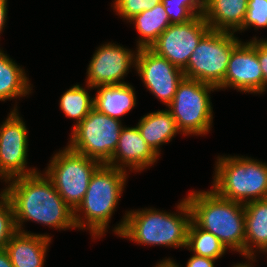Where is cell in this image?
Wrapping results in <instances>:
<instances>
[{
	"instance_id": "cell-4",
	"label": "cell",
	"mask_w": 267,
	"mask_h": 267,
	"mask_svg": "<svg viewBox=\"0 0 267 267\" xmlns=\"http://www.w3.org/2000/svg\"><path fill=\"white\" fill-rule=\"evenodd\" d=\"M126 180L127 171L101 164L90 179L83 201L74 210L76 228L88 229L93 239L103 236L116 211ZM81 213L83 217H80Z\"/></svg>"
},
{
	"instance_id": "cell-25",
	"label": "cell",
	"mask_w": 267,
	"mask_h": 267,
	"mask_svg": "<svg viewBox=\"0 0 267 267\" xmlns=\"http://www.w3.org/2000/svg\"><path fill=\"white\" fill-rule=\"evenodd\" d=\"M162 4L172 24L189 22L205 10V0H162Z\"/></svg>"
},
{
	"instance_id": "cell-13",
	"label": "cell",
	"mask_w": 267,
	"mask_h": 267,
	"mask_svg": "<svg viewBox=\"0 0 267 267\" xmlns=\"http://www.w3.org/2000/svg\"><path fill=\"white\" fill-rule=\"evenodd\" d=\"M113 43L102 44L93 54L87 68V87L117 85L126 83L123 79L131 66H136L138 53ZM123 80V81H122Z\"/></svg>"
},
{
	"instance_id": "cell-28",
	"label": "cell",
	"mask_w": 267,
	"mask_h": 267,
	"mask_svg": "<svg viewBox=\"0 0 267 267\" xmlns=\"http://www.w3.org/2000/svg\"><path fill=\"white\" fill-rule=\"evenodd\" d=\"M161 2L162 0H115L112 7L118 13L117 15L129 21L135 15L152 9Z\"/></svg>"
},
{
	"instance_id": "cell-11",
	"label": "cell",
	"mask_w": 267,
	"mask_h": 267,
	"mask_svg": "<svg viewBox=\"0 0 267 267\" xmlns=\"http://www.w3.org/2000/svg\"><path fill=\"white\" fill-rule=\"evenodd\" d=\"M210 30L203 15H197L189 22L170 24L150 49L183 70L200 40Z\"/></svg>"
},
{
	"instance_id": "cell-19",
	"label": "cell",
	"mask_w": 267,
	"mask_h": 267,
	"mask_svg": "<svg viewBox=\"0 0 267 267\" xmlns=\"http://www.w3.org/2000/svg\"><path fill=\"white\" fill-rule=\"evenodd\" d=\"M94 108L114 119L121 120L136 106L135 90L129 83L97 86Z\"/></svg>"
},
{
	"instance_id": "cell-33",
	"label": "cell",
	"mask_w": 267,
	"mask_h": 267,
	"mask_svg": "<svg viewBox=\"0 0 267 267\" xmlns=\"http://www.w3.org/2000/svg\"><path fill=\"white\" fill-rule=\"evenodd\" d=\"M157 266L155 267H179V264L177 265L175 261L171 260L170 258L168 259H163V261H160ZM181 267V266H180Z\"/></svg>"
},
{
	"instance_id": "cell-6",
	"label": "cell",
	"mask_w": 267,
	"mask_h": 267,
	"mask_svg": "<svg viewBox=\"0 0 267 267\" xmlns=\"http://www.w3.org/2000/svg\"><path fill=\"white\" fill-rule=\"evenodd\" d=\"M218 90L215 86L184 77L167 106L180 133L186 136L207 134L213 122V108L210 92Z\"/></svg>"
},
{
	"instance_id": "cell-32",
	"label": "cell",
	"mask_w": 267,
	"mask_h": 267,
	"mask_svg": "<svg viewBox=\"0 0 267 267\" xmlns=\"http://www.w3.org/2000/svg\"><path fill=\"white\" fill-rule=\"evenodd\" d=\"M0 267H13L7 250L0 249Z\"/></svg>"
},
{
	"instance_id": "cell-30",
	"label": "cell",
	"mask_w": 267,
	"mask_h": 267,
	"mask_svg": "<svg viewBox=\"0 0 267 267\" xmlns=\"http://www.w3.org/2000/svg\"><path fill=\"white\" fill-rule=\"evenodd\" d=\"M215 259L193 255L186 264V267H215Z\"/></svg>"
},
{
	"instance_id": "cell-1",
	"label": "cell",
	"mask_w": 267,
	"mask_h": 267,
	"mask_svg": "<svg viewBox=\"0 0 267 267\" xmlns=\"http://www.w3.org/2000/svg\"><path fill=\"white\" fill-rule=\"evenodd\" d=\"M7 183L9 185L3 192L13 206L18 231L26 232L21 228L25 220L59 230L76 228L74 210L62 199L45 173L37 171Z\"/></svg>"
},
{
	"instance_id": "cell-14",
	"label": "cell",
	"mask_w": 267,
	"mask_h": 267,
	"mask_svg": "<svg viewBox=\"0 0 267 267\" xmlns=\"http://www.w3.org/2000/svg\"><path fill=\"white\" fill-rule=\"evenodd\" d=\"M263 93V73L257 57V39L241 42L230 56L223 82L218 89Z\"/></svg>"
},
{
	"instance_id": "cell-3",
	"label": "cell",
	"mask_w": 267,
	"mask_h": 267,
	"mask_svg": "<svg viewBox=\"0 0 267 267\" xmlns=\"http://www.w3.org/2000/svg\"><path fill=\"white\" fill-rule=\"evenodd\" d=\"M192 221L211 232L226 248L245 256V208L210 191H193L186 197Z\"/></svg>"
},
{
	"instance_id": "cell-9",
	"label": "cell",
	"mask_w": 267,
	"mask_h": 267,
	"mask_svg": "<svg viewBox=\"0 0 267 267\" xmlns=\"http://www.w3.org/2000/svg\"><path fill=\"white\" fill-rule=\"evenodd\" d=\"M122 129L121 120L93 108L82 122L73 127L67 146L101 164H107L117 147Z\"/></svg>"
},
{
	"instance_id": "cell-16",
	"label": "cell",
	"mask_w": 267,
	"mask_h": 267,
	"mask_svg": "<svg viewBox=\"0 0 267 267\" xmlns=\"http://www.w3.org/2000/svg\"><path fill=\"white\" fill-rule=\"evenodd\" d=\"M51 242L47 234L17 231L6 245L13 267H44Z\"/></svg>"
},
{
	"instance_id": "cell-23",
	"label": "cell",
	"mask_w": 267,
	"mask_h": 267,
	"mask_svg": "<svg viewBox=\"0 0 267 267\" xmlns=\"http://www.w3.org/2000/svg\"><path fill=\"white\" fill-rule=\"evenodd\" d=\"M186 249L197 256L209 257L217 260L227 251L226 246L211 232L198 227L191 221L188 229Z\"/></svg>"
},
{
	"instance_id": "cell-18",
	"label": "cell",
	"mask_w": 267,
	"mask_h": 267,
	"mask_svg": "<svg viewBox=\"0 0 267 267\" xmlns=\"http://www.w3.org/2000/svg\"><path fill=\"white\" fill-rule=\"evenodd\" d=\"M244 208L245 258L254 262V253L257 250H254L253 246L267 253V198L245 203Z\"/></svg>"
},
{
	"instance_id": "cell-27",
	"label": "cell",
	"mask_w": 267,
	"mask_h": 267,
	"mask_svg": "<svg viewBox=\"0 0 267 267\" xmlns=\"http://www.w3.org/2000/svg\"><path fill=\"white\" fill-rule=\"evenodd\" d=\"M251 26L255 30L267 27V0H248L246 17L238 31H244Z\"/></svg>"
},
{
	"instance_id": "cell-17",
	"label": "cell",
	"mask_w": 267,
	"mask_h": 267,
	"mask_svg": "<svg viewBox=\"0 0 267 267\" xmlns=\"http://www.w3.org/2000/svg\"><path fill=\"white\" fill-rule=\"evenodd\" d=\"M248 0H205L203 17L211 30L235 33L245 20Z\"/></svg>"
},
{
	"instance_id": "cell-2",
	"label": "cell",
	"mask_w": 267,
	"mask_h": 267,
	"mask_svg": "<svg viewBox=\"0 0 267 267\" xmlns=\"http://www.w3.org/2000/svg\"><path fill=\"white\" fill-rule=\"evenodd\" d=\"M177 208L178 214L157 211L155 208L127 211L113 231L119 237L129 238L139 245L186 248L192 221L187 199H182Z\"/></svg>"
},
{
	"instance_id": "cell-34",
	"label": "cell",
	"mask_w": 267,
	"mask_h": 267,
	"mask_svg": "<svg viewBox=\"0 0 267 267\" xmlns=\"http://www.w3.org/2000/svg\"><path fill=\"white\" fill-rule=\"evenodd\" d=\"M233 267H252L249 263H239L237 265H234Z\"/></svg>"
},
{
	"instance_id": "cell-22",
	"label": "cell",
	"mask_w": 267,
	"mask_h": 267,
	"mask_svg": "<svg viewBox=\"0 0 267 267\" xmlns=\"http://www.w3.org/2000/svg\"><path fill=\"white\" fill-rule=\"evenodd\" d=\"M29 82L25 70L0 49V101L29 95Z\"/></svg>"
},
{
	"instance_id": "cell-7",
	"label": "cell",
	"mask_w": 267,
	"mask_h": 267,
	"mask_svg": "<svg viewBox=\"0 0 267 267\" xmlns=\"http://www.w3.org/2000/svg\"><path fill=\"white\" fill-rule=\"evenodd\" d=\"M241 42L234 33L210 30L192 52L183 69L185 77L217 88L224 80L232 51Z\"/></svg>"
},
{
	"instance_id": "cell-31",
	"label": "cell",
	"mask_w": 267,
	"mask_h": 267,
	"mask_svg": "<svg viewBox=\"0 0 267 267\" xmlns=\"http://www.w3.org/2000/svg\"><path fill=\"white\" fill-rule=\"evenodd\" d=\"M7 1L8 0H0V33H2V30L5 27V22L7 20Z\"/></svg>"
},
{
	"instance_id": "cell-15",
	"label": "cell",
	"mask_w": 267,
	"mask_h": 267,
	"mask_svg": "<svg viewBox=\"0 0 267 267\" xmlns=\"http://www.w3.org/2000/svg\"><path fill=\"white\" fill-rule=\"evenodd\" d=\"M158 157L142 138L137 126H123L117 147L107 165L125 171L126 167H129L131 172H141L157 162Z\"/></svg>"
},
{
	"instance_id": "cell-26",
	"label": "cell",
	"mask_w": 267,
	"mask_h": 267,
	"mask_svg": "<svg viewBox=\"0 0 267 267\" xmlns=\"http://www.w3.org/2000/svg\"><path fill=\"white\" fill-rule=\"evenodd\" d=\"M0 199V249H4L18 230L10 199L3 191L0 192Z\"/></svg>"
},
{
	"instance_id": "cell-12",
	"label": "cell",
	"mask_w": 267,
	"mask_h": 267,
	"mask_svg": "<svg viewBox=\"0 0 267 267\" xmlns=\"http://www.w3.org/2000/svg\"><path fill=\"white\" fill-rule=\"evenodd\" d=\"M135 67L146 88L168 106L185 77L183 70L150 48L138 49Z\"/></svg>"
},
{
	"instance_id": "cell-24",
	"label": "cell",
	"mask_w": 267,
	"mask_h": 267,
	"mask_svg": "<svg viewBox=\"0 0 267 267\" xmlns=\"http://www.w3.org/2000/svg\"><path fill=\"white\" fill-rule=\"evenodd\" d=\"M59 105L67 117L76 119L77 126L94 108V97L89 95L88 89L76 84L64 92Z\"/></svg>"
},
{
	"instance_id": "cell-21",
	"label": "cell",
	"mask_w": 267,
	"mask_h": 267,
	"mask_svg": "<svg viewBox=\"0 0 267 267\" xmlns=\"http://www.w3.org/2000/svg\"><path fill=\"white\" fill-rule=\"evenodd\" d=\"M133 22L138 33L141 35L137 41V50L150 48L158 37L172 24L161 3L152 9L144 10L129 20Z\"/></svg>"
},
{
	"instance_id": "cell-20",
	"label": "cell",
	"mask_w": 267,
	"mask_h": 267,
	"mask_svg": "<svg viewBox=\"0 0 267 267\" xmlns=\"http://www.w3.org/2000/svg\"><path fill=\"white\" fill-rule=\"evenodd\" d=\"M148 146L160 156V146L180 132L171 113L166 110L151 112L136 125Z\"/></svg>"
},
{
	"instance_id": "cell-5",
	"label": "cell",
	"mask_w": 267,
	"mask_h": 267,
	"mask_svg": "<svg viewBox=\"0 0 267 267\" xmlns=\"http://www.w3.org/2000/svg\"><path fill=\"white\" fill-rule=\"evenodd\" d=\"M213 190L239 203L267 198V163L244 156H218Z\"/></svg>"
},
{
	"instance_id": "cell-29",
	"label": "cell",
	"mask_w": 267,
	"mask_h": 267,
	"mask_svg": "<svg viewBox=\"0 0 267 267\" xmlns=\"http://www.w3.org/2000/svg\"><path fill=\"white\" fill-rule=\"evenodd\" d=\"M254 39H257V57L263 73V92H265L267 89V39L258 40L257 37Z\"/></svg>"
},
{
	"instance_id": "cell-8",
	"label": "cell",
	"mask_w": 267,
	"mask_h": 267,
	"mask_svg": "<svg viewBox=\"0 0 267 267\" xmlns=\"http://www.w3.org/2000/svg\"><path fill=\"white\" fill-rule=\"evenodd\" d=\"M51 159L45 175L62 199L75 210L83 201L90 179L101 163L71 150L68 146Z\"/></svg>"
},
{
	"instance_id": "cell-10",
	"label": "cell",
	"mask_w": 267,
	"mask_h": 267,
	"mask_svg": "<svg viewBox=\"0 0 267 267\" xmlns=\"http://www.w3.org/2000/svg\"><path fill=\"white\" fill-rule=\"evenodd\" d=\"M17 111L14 107L0 125V178L5 183L37 172L34 168H26L28 132Z\"/></svg>"
}]
</instances>
